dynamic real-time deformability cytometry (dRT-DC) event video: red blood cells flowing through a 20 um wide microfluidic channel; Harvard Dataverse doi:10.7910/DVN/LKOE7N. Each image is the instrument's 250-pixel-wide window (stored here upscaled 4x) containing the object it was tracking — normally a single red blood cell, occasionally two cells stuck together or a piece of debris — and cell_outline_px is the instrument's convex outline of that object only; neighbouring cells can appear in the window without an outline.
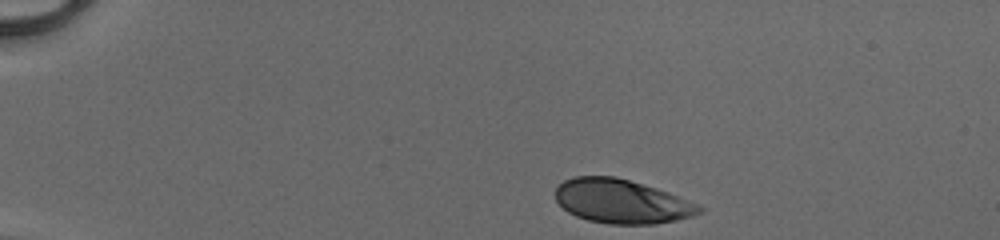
{"species": "human", "species_latin": "Homo sapiens", "temperature_condition": "cold", "stored_images_in_passage": 35, "camera_frame_rate_fps": 3000, "um_per_image_px": 0.085, "donor": {"sex": "male"}, "frame": {"image": 1, "passage_image": 1, "time_ms": 0.0, "image_size_px": [1000, 240], "cell_outline_px": [[704, 212], [692, 216], [676, 220], [656, 224], [608, 224], [588, 220], [576, 216], [568, 212], [556, 200], [556, 188], [564, 180], [572, 176], [616, 176], [644, 184], [668, 192], [700, 204], [704, 208]], "centroid_in_image_um": [52.87, 17.11], "position_along_channel_um": 32.1, "area_um2": 37.11}}
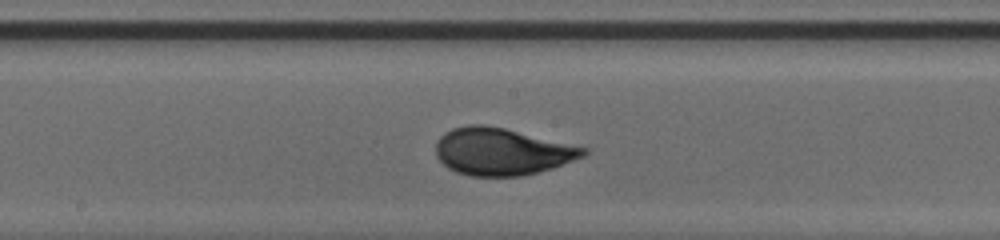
{"frame": {"image": 2, "passage_image": 20, "time_ms": 6.333, "image_size_px": [1000, 240], "cell_outline_px": [[588, 152], [584, 156], [552, 168], [520, 176], [468, 176], [456, 172], [448, 168], [436, 156], [436, 140], [444, 132], [452, 128], [468, 124], [484, 124], [504, 128], [588, 148]], "centroid_in_image_um": [42.62, 12.88], "position_along_channel_um": 205.6, "area_um2": 40.52}}
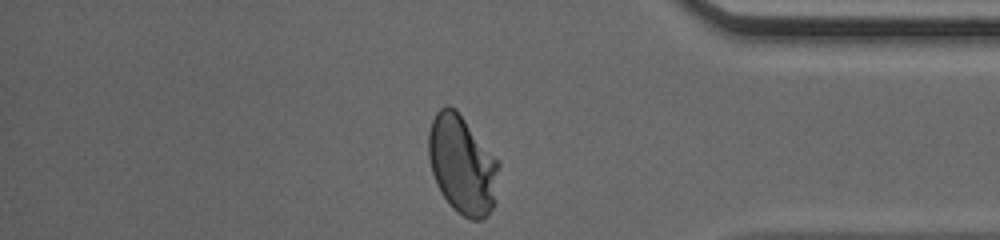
{"frame": {"image": 3, "passage_image": 35, "time_ms": 11.333, "image_size_px": [1000, 240], "cell_outline_px": [[500, 164], [492, 208], [480, 220], [472, 220], [456, 212], [452, 208], [440, 192], [436, 184], [432, 172], [428, 156], [428, 132], [432, 120], [436, 112], [440, 108], [448, 104], [456, 108], [500, 160]], "centroid_in_image_um": [39.28, 13.95], "position_along_channel_um": 395.9, "area_um2": 40.69}, "authors_computed_cell_mechanics": {"area_um2": 39.4774, "velocity_mm_per_s": 4.1152, "shape_relaxation_time_tau1_ms": 3.6999, "shape_relaxation_time_tau2_ms": null, "deformation_change_tau1": 0.1732, "deformation_change_tau2": null}}